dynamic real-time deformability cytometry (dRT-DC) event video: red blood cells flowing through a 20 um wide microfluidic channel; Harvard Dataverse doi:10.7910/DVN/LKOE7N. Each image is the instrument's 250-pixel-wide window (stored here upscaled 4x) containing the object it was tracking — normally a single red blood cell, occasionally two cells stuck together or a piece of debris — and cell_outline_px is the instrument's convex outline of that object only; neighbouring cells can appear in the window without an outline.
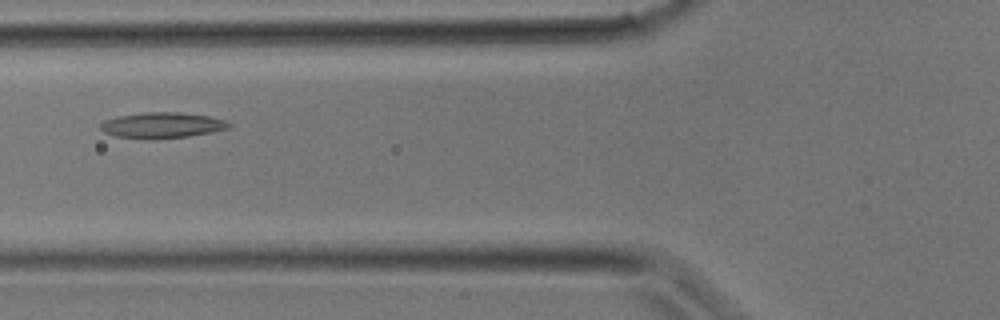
{"species": "common noctule bat (a hibernating species)", "species_latin": "Nyctalus noctula", "temperature_condition": "room temperature", "stored_images_in_passage": 24, "camera_frame_rate_fps": 3000, "um_per_image_px": 0.085, "animal": {"sex": "male", "body_mass_g": 17.9}, "frame": {"image": 1, "passage_image": 6, "time_ms": 1.667, "image_size_px": [1000, 320], "cell_outline_px": [[232, 124], [228, 128], [212, 132], [188, 136], [152, 140], [144, 140], [116, 136], [104, 132], [100, 128], [100, 124], [104, 120], [116, 116], [144, 112], [180, 112], [208, 116], [224, 120]], "centroid_in_image_um": [13.73, 10.65], "position_along_channel_um": 112.1, "area_um2": 19.48}}
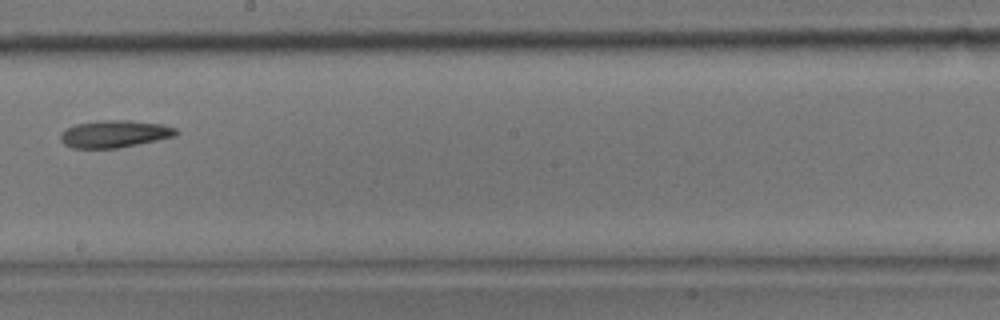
{"frame": {"image": 2, "passage_image": 12, "time_ms": 3.667, "image_size_px": [1000, 320], "cell_outline_px": [[180, 132], [176, 136], [120, 148], [72, 148], [64, 144], [60, 140], [60, 132], [76, 124], [100, 120], [128, 120], [164, 124], [176, 128]], "centroid_in_image_um": [9.76, 11.38], "position_along_channel_um": 238.4, "area_um2": 18.55}}
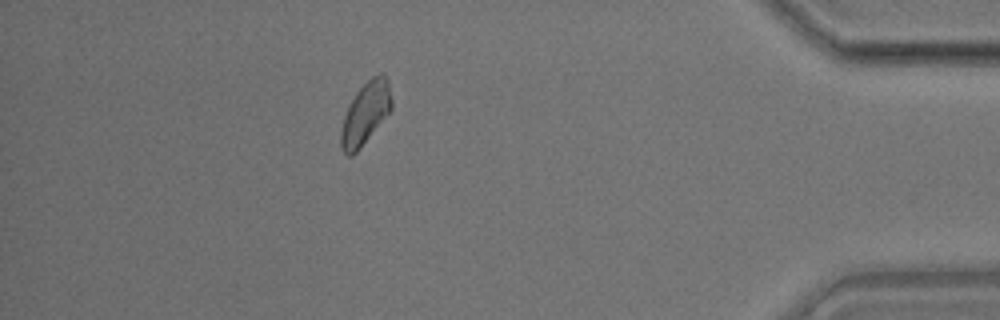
{"frame": {"image": 3, "passage_image": 22, "time_ms": 7.0, "image_size_px": [1000, 320], "cell_outline_px": [[392, 108], [360, 148], [352, 156], [348, 156], [340, 148], [340, 132], [344, 116], [356, 92], [372, 76], [380, 72], [388, 80], [392, 100]], "centroid_in_image_um": [31.05, 9.64], "position_along_channel_um": 404.1, "area_um2": 18.09}}